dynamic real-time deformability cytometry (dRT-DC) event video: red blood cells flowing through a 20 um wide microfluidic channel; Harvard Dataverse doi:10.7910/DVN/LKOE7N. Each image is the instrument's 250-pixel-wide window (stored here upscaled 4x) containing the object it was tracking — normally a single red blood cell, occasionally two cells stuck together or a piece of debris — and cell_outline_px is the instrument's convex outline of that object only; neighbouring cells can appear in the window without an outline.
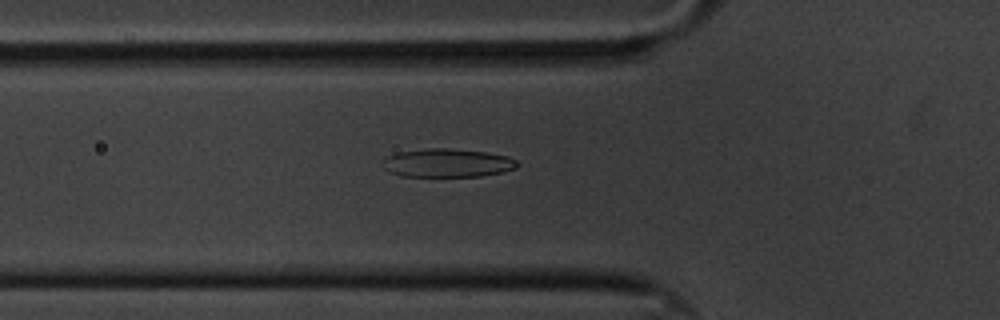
{"species": "common noctule bat (a hibernating species)", "species_latin": "Nyctalus noctula", "temperature_condition": "cold", "stored_images_in_passage": 45, "camera_frame_rate_fps": 3000, "um_per_image_px": 0.085, "animal": {"sex": "male", "body_mass_g": 20.1, "forearm_length_mm": 53.5}, "frame": {"image": 1, "passage_image": 6, "time_ms": 1.667, "image_size_px": [1000, 320], "cell_outline_px": [[520, 164], [516, 168], [500, 172], [480, 176], [400, 176], [388, 172], [380, 164], [380, 160], [388, 156], [400, 152], [428, 148], [448, 148], [488, 152], [508, 156], [516, 160]], "centroid_in_image_um": [37.99, 13.85], "position_along_channel_um": 87.8, "area_um2": 22.48}}
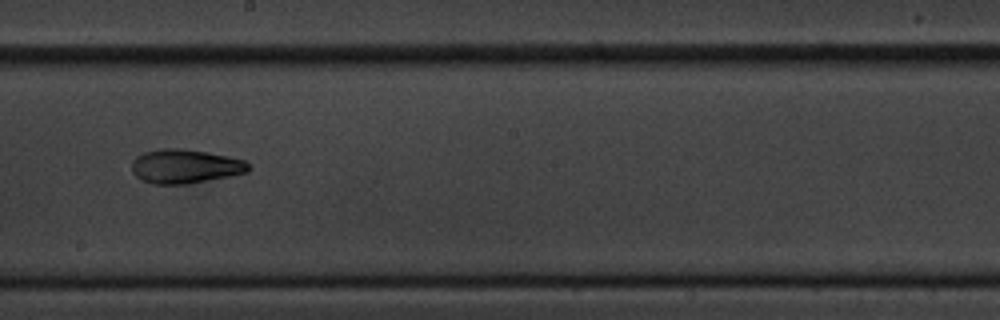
{"frame": {"image": 2, "passage_image": 19, "time_ms": 6.0, "image_size_px": [1000, 320], "cell_outline_px": [[248, 172], [232, 176], [184, 184], [152, 184], [140, 180], [132, 172], [132, 160], [136, 156], [144, 152], [160, 148], [180, 148], [208, 152], [228, 156], [244, 160], [248, 164]], "centroid_in_image_um": [15.7, 14.13], "position_along_channel_um": 232.5, "area_um2": 23.29}}
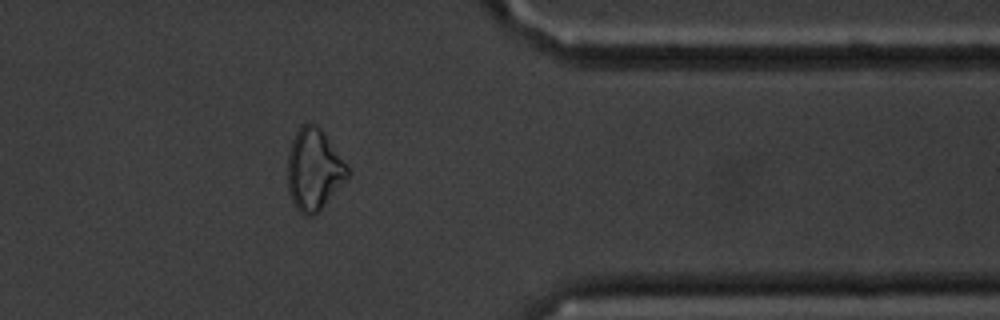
{"frame": {"image": 3, "passage_image": 34, "time_ms": 11.0, "image_size_px": [1000, 320], "cell_outline_px": [[348, 176], [320, 212], [316, 216], [304, 216], [296, 208], [288, 192], [288, 156], [292, 140], [300, 124], [308, 120], [316, 124], [324, 132], [348, 164]], "centroid_in_image_um": [26.68, 14.4], "position_along_channel_um": 384.7, "area_um2": 28.9}, "authors_computed_cell_mechanics": {"area_um2": 23.2356, "velocity_mm_per_s": 3.3202, "shape_relaxation_time_tau1_ms": 4.6728, "shape_relaxation_time_tau2_ms": 4.6628, "deformation_change_tau1": 0.1339, "deformation_change_tau2": 0.1172}}